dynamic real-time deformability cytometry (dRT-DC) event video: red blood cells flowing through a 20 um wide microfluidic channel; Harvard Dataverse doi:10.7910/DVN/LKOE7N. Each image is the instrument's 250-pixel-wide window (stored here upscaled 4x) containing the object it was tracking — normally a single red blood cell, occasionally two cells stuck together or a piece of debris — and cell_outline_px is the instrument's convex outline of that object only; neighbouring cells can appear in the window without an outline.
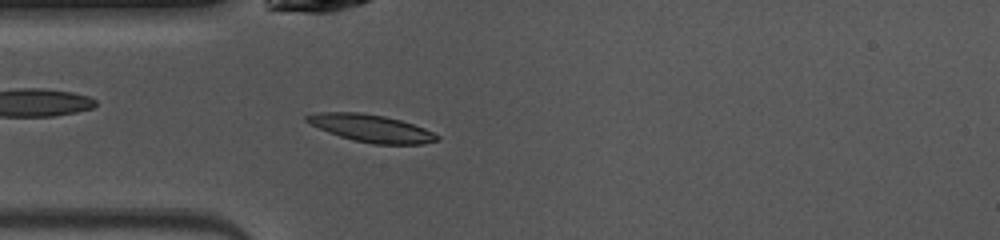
{"species": "common noctule bat (a hibernating species)", "species_latin": "Nyctalus noctula", "temperature_condition": "warm", "stored_images_in_passage": 24, "camera_frame_rate_fps": 3000, "um_per_image_px": 0.085, "animal": {"sex": "female", "body_mass_g": 10.0, "forearm_length_mm": 53.1}, "frame": {"image": 1, "passage_image": 3, "time_ms": 0.667, "image_size_px": [1000, 240], "cell_outline_px": [[440, 140], [424, 144], [372, 144], [352, 140], [328, 132], [304, 120], [304, 116], [316, 112], [360, 112], [384, 116], [400, 120], [424, 128], [440, 136]], "centroid_in_image_um": [31.56, 10.9], "position_along_channel_um": 53.4, "area_um2": 20.81}}
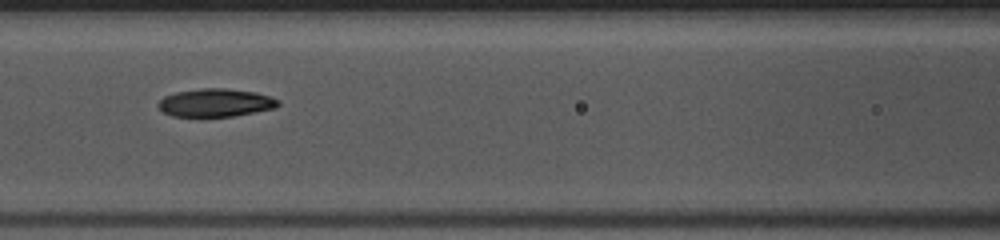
{"frame": {"image": 2, "passage_image": 10, "time_ms": 3.0, "image_size_px": [1000, 240], "cell_outline_px": [[280, 104], [276, 108], [232, 116], [172, 116], [164, 112], [160, 108], [160, 100], [164, 96], [176, 92], [200, 88], [224, 88], [256, 92], [280, 100]], "centroid_in_image_um": [18.36, 8.72], "position_along_channel_um": 148.2, "area_um2": 19.42}}
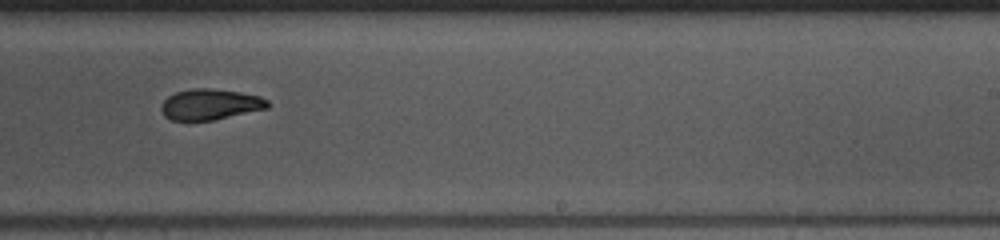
{"frame": {"image": 3, "passage_image": 19, "time_ms": 6.0, "image_size_px": [1000, 240], "cell_outline_px": [[268, 108], [212, 120], [172, 120], [164, 116], [160, 108], [160, 104], [168, 96], [176, 92], [192, 88], [212, 88], [260, 96], [268, 100]], "centroid_in_image_um": [17.82, 8.87], "position_along_channel_um": 271.2, "area_um2": 18.96}}